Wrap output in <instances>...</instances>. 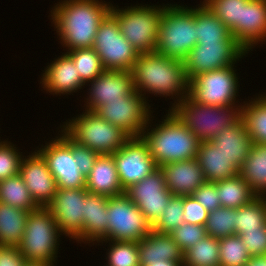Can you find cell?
I'll use <instances>...</instances> for the list:
<instances>
[{
    "label": "cell",
    "mask_w": 266,
    "mask_h": 266,
    "mask_svg": "<svg viewBox=\"0 0 266 266\" xmlns=\"http://www.w3.org/2000/svg\"><path fill=\"white\" fill-rule=\"evenodd\" d=\"M105 0H59L48 15L63 51L92 48L100 23L110 13Z\"/></svg>",
    "instance_id": "1"
},
{
    "label": "cell",
    "mask_w": 266,
    "mask_h": 266,
    "mask_svg": "<svg viewBox=\"0 0 266 266\" xmlns=\"http://www.w3.org/2000/svg\"><path fill=\"white\" fill-rule=\"evenodd\" d=\"M135 91L143 95L148 103L152 95L170 101V109L189 95V79L184 61L172 59L160 53L139 54L130 70ZM147 94V95H146ZM151 94V96H150Z\"/></svg>",
    "instance_id": "2"
},
{
    "label": "cell",
    "mask_w": 266,
    "mask_h": 266,
    "mask_svg": "<svg viewBox=\"0 0 266 266\" xmlns=\"http://www.w3.org/2000/svg\"><path fill=\"white\" fill-rule=\"evenodd\" d=\"M166 111L158 122L152 114L141 135L157 167L196 158L201 142L170 110Z\"/></svg>",
    "instance_id": "3"
},
{
    "label": "cell",
    "mask_w": 266,
    "mask_h": 266,
    "mask_svg": "<svg viewBox=\"0 0 266 266\" xmlns=\"http://www.w3.org/2000/svg\"><path fill=\"white\" fill-rule=\"evenodd\" d=\"M196 45L194 6L166 3L159 23L155 51L172 59L184 61Z\"/></svg>",
    "instance_id": "4"
},
{
    "label": "cell",
    "mask_w": 266,
    "mask_h": 266,
    "mask_svg": "<svg viewBox=\"0 0 266 266\" xmlns=\"http://www.w3.org/2000/svg\"><path fill=\"white\" fill-rule=\"evenodd\" d=\"M82 110V113L71 116L57 128H61L76 143L99 154H113L131 138L95 112Z\"/></svg>",
    "instance_id": "5"
},
{
    "label": "cell",
    "mask_w": 266,
    "mask_h": 266,
    "mask_svg": "<svg viewBox=\"0 0 266 266\" xmlns=\"http://www.w3.org/2000/svg\"><path fill=\"white\" fill-rule=\"evenodd\" d=\"M164 5L142 2L121 8L111 5L110 14L117 20L121 34L139 54L155 52Z\"/></svg>",
    "instance_id": "6"
},
{
    "label": "cell",
    "mask_w": 266,
    "mask_h": 266,
    "mask_svg": "<svg viewBox=\"0 0 266 266\" xmlns=\"http://www.w3.org/2000/svg\"><path fill=\"white\" fill-rule=\"evenodd\" d=\"M62 236L51 212L46 207H39L29 212L22 241L17 247L26 262L58 265Z\"/></svg>",
    "instance_id": "7"
},
{
    "label": "cell",
    "mask_w": 266,
    "mask_h": 266,
    "mask_svg": "<svg viewBox=\"0 0 266 266\" xmlns=\"http://www.w3.org/2000/svg\"><path fill=\"white\" fill-rule=\"evenodd\" d=\"M241 106L203 105L187 96L169 110L200 141H211L218 133L240 118Z\"/></svg>",
    "instance_id": "8"
},
{
    "label": "cell",
    "mask_w": 266,
    "mask_h": 266,
    "mask_svg": "<svg viewBox=\"0 0 266 266\" xmlns=\"http://www.w3.org/2000/svg\"><path fill=\"white\" fill-rule=\"evenodd\" d=\"M237 65L201 73L189 80V97L203 105H243L239 99L240 73ZM238 98V99H237ZM241 100V102H240Z\"/></svg>",
    "instance_id": "9"
},
{
    "label": "cell",
    "mask_w": 266,
    "mask_h": 266,
    "mask_svg": "<svg viewBox=\"0 0 266 266\" xmlns=\"http://www.w3.org/2000/svg\"><path fill=\"white\" fill-rule=\"evenodd\" d=\"M56 133L54 138L44 141L45 145L39 144L35 149L45 159L57 188H86V176L78 166L77 156L72 154V139L61 128Z\"/></svg>",
    "instance_id": "10"
},
{
    "label": "cell",
    "mask_w": 266,
    "mask_h": 266,
    "mask_svg": "<svg viewBox=\"0 0 266 266\" xmlns=\"http://www.w3.org/2000/svg\"><path fill=\"white\" fill-rule=\"evenodd\" d=\"M92 47L105 70L130 71L139 56L110 13L100 23Z\"/></svg>",
    "instance_id": "11"
},
{
    "label": "cell",
    "mask_w": 266,
    "mask_h": 266,
    "mask_svg": "<svg viewBox=\"0 0 266 266\" xmlns=\"http://www.w3.org/2000/svg\"><path fill=\"white\" fill-rule=\"evenodd\" d=\"M107 237L104 240H142L152 230L137 205L125 194L108 197Z\"/></svg>",
    "instance_id": "12"
},
{
    "label": "cell",
    "mask_w": 266,
    "mask_h": 266,
    "mask_svg": "<svg viewBox=\"0 0 266 266\" xmlns=\"http://www.w3.org/2000/svg\"><path fill=\"white\" fill-rule=\"evenodd\" d=\"M248 51L239 42L197 43L184 60L189 80L212 70L238 65Z\"/></svg>",
    "instance_id": "13"
},
{
    "label": "cell",
    "mask_w": 266,
    "mask_h": 266,
    "mask_svg": "<svg viewBox=\"0 0 266 266\" xmlns=\"http://www.w3.org/2000/svg\"><path fill=\"white\" fill-rule=\"evenodd\" d=\"M145 97L135 91L125 99L108 101L94 112L104 120L121 128L130 137H141L143 129L155 112Z\"/></svg>",
    "instance_id": "14"
},
{
    "label": "cell",
    "mask_w": 266,
    "mask_h": 266,
    "mask_svg": "<svg viewBox=\"0 0 266 266\" xmlns=\"http://www.w3.org/2000/svg\"><path fill=\"white\" fill-rule=\"evenodd\" d=\"M87 193L86 188H58L52 201L46 206L64 235L62 238H70L73 243L83 234V213Z\"/></svg>",
    "instance_id": "15"
},
{
    "label": "cell",
    "mask_w": 266,
    "mask_h": 266,
    "mask_svg": "<svg viewBox=\"0 0 266 266\" xmlns=\"http://www.w3.org/2000/svg\"><path fill=\"white\" fill-rule=\"evenodd\" d=\"M125 194L137 205L151 226L161 217L173 196L165 185L164 173L160 167L127 188Z\"/></svg>",
    "instance_id": "16"
},
{
    "label": "cell",
    "mask_w": 266,
    "mask_h": 266,
    "mask_svg": "<svg viewBox=\"0 0 266 266\" xmlns=\"http://www.w3.org/2000/svg\"><path fill=\"white\" fill-rule=\"evenodd\" d=\"M112 155L116 162L119 182L124 191L157 168L150 155L149 147L142 137H131Z\"/></svg>",
    "instance_id": "17"
},
{
    "label": "cell",
    "mask_w": 266,
    "mask_h": 266,
    "mask_svg": "<svg viewBox=\"0 0 266 266\" xmlns=\"http://www.w3.org/2000/svg\"><path fill=\"white\" fill-rule=\"evenodd\" d=\"M83 109L94 112L108 101L125 99L135 92L131 71L104 70L94 80L88 82Z\"/></svg>",
    "instance_id": "18"
},
{
    "label": "cell",
    "mask_w": 266,
    "mask_h": 266,
    "mask_svg": "<svg viewBox=\"0 0 266 266\" xmlns=\"http://www.w3.org/2000/svg\"><path fill=\"white\" fill-rule=\"evenodd\" d=\"M55 56L54 60L46 63L48 65L40 74L38 82L41 91L56 97L65 95L67 98L73 93H80L86 84L81 80L72 58L66 52Z\"/></svg>",
    "instance_id": "19"
},
{
    "label": "cell",
    "mask_w": 266,
    "mask_h": 266,
    "mask_svg": "<svg viewBox=\"0 0 266 266\" xmlns=\"http://www.w3.org/2000/svg\"><path fill=\"white\" fill-rule=\"evenodd\" d=\"M33 150L27 151V155L23 156L19 174L34 202L39 207H46L52 201L58 188L45 159L36 149Z\"/></svg>",
    "instance_id": "20"
},
{
    "label": "cell",
    "mask_w": 266,
    "mask_h": 266,
    "mask_svg": "<svg viewBox=\"0 0 266 266\" xmlns=\"http://www.w3.org/2000/svg\"><path fill=\"white\" fill-rule=\"evenodd\" d=\"M165 185L173 195H192L206 181L196 158L166 163L160 166Z\"/></svg>",
    "instance_id": "21"
},
{
    "label": "cell",
    "mask_w": 266,
    "mask_h": 266,
    "mask_svg": "<svg viewBox=\"0 0 266 266\" xmlns=\"http://www.w3.org/2000/svg\"><path fill=\"white\" fill-rule=\"evenodd\" d=\"M107 208V196L87 193L83 213V234L75 241L77 244L92 247L97 241L107 237Z\"/></svg>",
    "instance_id": "22"
},
{
    "label": "cell",
    "mask_w": 266,
    "mask_h": 266,
    "mask_svg": "<svg viewBox=\"0 0 266 266\" xmlns=\"http://www.w3.org/2000/svg\"><path fill=\"white\" fill-rule=\"evenodd\" d=\"M264 43L266 45V0H248L242 5L241 45L252 53L256 46Z\"/></svg>",
    "instance_id": "23"
},
{
    "label": "cell",
    "mask_w": 266,
    "mask_h": 266,
    "mask_svg": "<svg viewBox=\"0 0 266 266\" xmlns=\"http://www.w3.org/2000/svg\"><path fill=\"white\" fill-rule=\"evenodd\" d=\"M86 190L107 197L118 196L123 190L112 154H100L86 176Z\"/></svg>",
    "instance_id": "24"
},
{
    "label": "cell",
    "mask_w": 266,
    "mask_h": 266,
    "mask_svg": "<svg viewBox=\"0 0 266 266\" xmlns=\"http://www.w3.org/2000/svg\"><path fill=\"white\" fill-rule=\"evenodd\" d=\"M211 141L239 170L253 145L241 118L218 133Z\"/></svg>",
    "instance_id": "25"
},
{
    "label": "cell",
    "mask_w": 266,
    "mask_h": 266,
    "mask_svg": "<svg viewBox=\"0 0 266 266\" xmlns=\"http://www.w3.org/2000/svg\"><path fill=\"white\" fill-rule=\"evenodd\" d=\"M140 266L162 260L183 261V251L168 233L151 230L138 242Z\"/></svg>",
    "instance_id": "26"
},
{
    "label": "cell",
    "mask_w": 266,
    "mask_h": 266,
    "mask_svg": "<svg viewBox=\"0 0 266 266\" xmlns=\"http://www.w3.org/2000/svg\"><path fill=\"white\" fill-rule=\"evenodd\" d=\"M196 159L204 171L207 182L232 178L239 174V169L212 141H201Z\"/></svg>",
    "instance_id": "27"
},
{
    "label": "cell",
    "mask_w": 266,
    "mask_h": 266,
    "mask_svg": "<svg viewBox=\"0 0 266 266\" xmlns=\"http://www.w3.org/2000/svg\"><path fill=\"white\" fill-rule=\"evenodd\" d=\"M196 23V44L211 42H238L230 30L217 18L201 0L194 5Z\"/></svg>",
    "instance_id": "28"
},
{
    "label": "cell",
    "mask_w": 266,
    "mask_h": 266,
    "mask_svg": "<svg viewBox=\"0 0 266 266\" xmlns=\"http://www.w3.org/2000/svg\"><path fill=\"white\" fill-rule=\"evenodd\" d=\"M245 98L240 108V118L253 143L266 144V91ZM248 100V101H246Z\"/></svg>",
    "instance_id": "29"
},
{
    "label": "cell",
    "mask_w": 266,
    "mask_h": 266,
    "mask_svg": "<svg viewBox=\"0 0 266 266\" xmlns=\"http://www.w3.org/2000/svg\"><path fill=\"white\" fill-rule=\"evenodd\" d=\"M239 174L257 196H266V144L253 143Z\"/></svg>",
    "instance_id": "30"
},
{
    "label": "cell",
    "mask_w": 266,
    "mask_h": 266,
    "mask_svg": "<svg viewBox=\"0 0 266 266\" xmlns=\"http://www.w3.org/2000/svg\"><path fill=\"white\" fill-rule=\"evenodd\" d=\"M29 211L0 202V246L17 247L25 232Z\"/></svg>",
    "instance_id": "31"
},
{
    "label": "cell",
    "mask_w": 266,
    "mask_h": 266,
    "mask_svg": "<svg viewBox=\"0 0 266 266\" xmlns=\"http://www.w3.org/2000/svg\"><path fill=\"white\" fill-rule=\"evenodd\" d=\"M214 183L218 190L221 207L240 208L257 197L240 174Z\"/></svg>",
    "instance_id": "32"
},
{
    "label": "cell",
    "mask_w": 266,
    "mask_h": 266,
    "mask_svg": "<svg viewBox=\"0 0 266 266\" xmlns=\"http://www.w3.org/2000/svg\"><path fill=\"white\" fill-rule=\"evenodd\" d=\"M0 202L29 212L39 208L20 174L0 181Z\"/></svg>",
    "instance_id": "33"
},
{
    "label": "cell",
    "mask_w": 266,
    "mask_h": 266,
    "mask_svg": "<svg viewBox=\"0 0 266 266\" xmlns=\"http://www.w3.org/2000/svg\"><path fill=\"white\" fill-rule=\"evenodd\" d=\"M247 1L248 0H203L240 44L242 5Z\"/></svg>",
    "instance_id": "34"
},
{
    "label": "cell",
    "mask_w": 266,
    "mask_h": 266,
    "mask_svg": "<svg viewBox=\"0 0 266 266\" xmlns=\"http://www.w3.org/2000/svg\"><path fill=\"white\" fill-rule=\"evenodd\" d=\"M235 235L242 231L266 227V196H257L250 203L235 209Z\"/></svg>",
    "instance_id": "35"
},
{
    "label": "cell",
    "mask_w": 266,
    "mask_h": 266,
    "mask_svg": "<svg viewBox=\"0 0 266 266\" xmlns=\"http://www.w3.org/2000/svg\"><path fill=\"white\" fill-rule=\"evenodd\" d=\"M219 239L207 235L183 253V266H220Z\"/></svg>",
    "instance_id": "36"
},
{
    "label": "cell",
    "mask_w": 266,
    "mask_h": 266,
    "mask_svg": "<svg viewBox=\"0 0 266 266\" xmlns=\"http://www.w3.org/2000/svg\"><path fill=\"white\" fill-rule=\"evenodd\" d=\"M99 244L102 246L107 244L105 266H140L136 241L100 240L94 245L96 247Z\"/></svg>",
    "instance_id": "37"
},
{
    "label": "cell",
    "mask_w": 266,
    "mask_h": 266,
    "mask_svg": "<svg viewBox=\"0 0 266 266\" xmlns=\"http://www.w3.org/2000/svg\"><path fill=\"white\" fill-rule=\"evenodd\" d=\"M73 60L81 80L87 84L98 77L105 69L94 48H78L66 52Z\"/></svg>",
    "instance_id": "38"
},
{
    "label": "cell",
    "mask_w": 266,
    "mask_h": 266,
    "mask_svg": "<svg viewBox=\"0 0 266 266\" xmlns=\"http://www.w3.org/2000/svg\"><path fill=\"white\" fill-rule=\"evenodd\" d=\"M220 266H246L251 256L239 235L219 239Z\"/></svg>",
    "instance_id": "39"
},
{
    "label": "cell",
    "mask_w": 266,
    "mask_h": 266,
    "mask_svg": "<svg viewBox=\"0 0 266 266\" xmlns=\"http://www.w3.org/2000/svg\"><path fill=\"white\" fill-rule=\"evenodd\" d=\"M235 208L220 207L211 212L206 222L207 235L223 238L235 235Z\"/></svg>",
    "instance_id": "40"
},
{
    "label": "cell",
    "mask_w": 266,
    "mask_h": 266,
    "mask_svg": "<svg viewBox=\"0 0 266 266\" xmlns=\"http://www.w3.org/2000/svg\"><path fill=\"white\" fill-rule=\"evenodd\" d=\"M183 196L173 195L161 217L152 226V230L159 233H171L185 223L183 218Z\"/></svg>",
    "instance_id": "41"
},
{
    "label": "cell",
    "mask_w": 266,
    "mask_h": 266,
    "mask_svg": "<svg viewBox=\"0 0 266 266\" xmlns=\"http://www.w3.org/2000/svg\"><path fill=\"white\" fill-rule=\"evenodd\" d=\"M18 148L8 138L0 141V181L19 174L20 164L26 152L23 153L22 149Z\"/></svg>",
    "instance_id": "42"
},
{
    "label": "cell",
    "mask_w": 266,
    "mask_h": 266,
    "mask_svg": "<svg viewBox=\"0 0 266 266\" xmlns=\"http://www.w3.org/2000/svg\"><path fill=\"white\" fill-rule=\"evenodd\" d=\"M169 234L184 253L187 249L193 247L200 239L205 238L207 236V231L205 226L183 223Z\"/></svg>",
    "instance_id": "43"
},
{
    "label": "cell",
    "mask_w": 266,
    "mask_h": 266,
    "mask_svg": "<svg viewBox=\"0 0 266 266\" xmlns=\"http://www.w3.org/2000/svg\"><path fill=\"white\" fill-rule=\"evenodd\" d=\"M239 236L251 257L266 256V227H260L258 230L242 231Z\"/></svg>",
    "instance_id": "44"
},
{
    "label": "cell",
    "mask_w": 266,
    "mask_h": 266,
    "mask_svg": "<svg viewBox=\"0 0 266 266\" xmlns=\"http://www.w3.org/2000/svg\"><path fill=\"white\" fill-rule=\"evenodd\" d=\"M183 218L185 223L205 226L209 211L205 209L192 195L183 196Z\"/></svg>",
    "instance_id": "45"
},
{
    "label": "cell",
    "mask_w": 266,
    "mask_h": 266,
    "mask_svg": "<svg viewBox=\"0 0 266 266\" xmlns=\"http://www.w3.org/2000/svg\"><path fill=\"white\" fill-rule=\"evenodd\" d=\"M192 196L209 212L221 207L218 190L214 182H205Z\"/></svg>",
    "instance_id": "46"
},
{
    "label": "cell",
    "mask_w": 266,
    "mask_h": 266,
    "mask_svg": "<svg viewBox=\"0 0 266 266\" xmlns=\"http://www.w3.org/2000/svg\"><path fill=\"white\" fill-rule=\"evenodd\" d=\"M72 154L73 156H77V163L81 172L87 176L90 172L92 167L99 153L89 149L86 146L80 145L72 140Z\"/></svg>",
    "instance_id": "47"
},
{
    "label": "cell",
    "mask_w": 266,
    "mask_h": 266,
    "mask_svg": "<svg viewBox=\"0 0 266 266\" xmlns=\"http://www.w3.org/2000/svg\"><path fill=\"white\" fill-rule=\"evenodd\" d=\"M25 263L18 247L0 246V266H23Z\"/></svg>",
    "instance_id": "48"
},
{
    "label": "cell",
    "mask_w": 266,
    "mask_h": 266,
    "mask_svg": "<svg viewBox=\"0 0 266 266\" xmlns=\"http://www.w3.org/2000/svg\"><path fill=\"white\" fill-rule=\"evenodd\" d=\"M144 266H183V261L162 260L160 262H148Z\"/></svg>",
    "instance_id": "49"
},
{
    "label": "cell",
    "mask_w": 266,
    "mask_h": 266,
    "mask_svg": "<svg viewBox=\"0 0 266 266\" xmlns=\"http://www.w3.org/2000/svg\"><path fill=\"white\" fill-rule=\"evenodd\" d=\"M246 266H266V256H253Z\"/></svg>",
    "instance_id": "50"
},
{
    "label": "cell",
    "mask_w": 266,
    "mask_h": 266,
    "mask_svg": "<svg viewBox=\"0 0 266 266\" xmlns=\"http://www.w3.org/2000/svg\"><path fill=\"white\" fill-rule=\"evenodd\" d=\"M23 266H56L45 262H26Z\"/></svg>",
    "instance_id": "51"
}]
</instances>
